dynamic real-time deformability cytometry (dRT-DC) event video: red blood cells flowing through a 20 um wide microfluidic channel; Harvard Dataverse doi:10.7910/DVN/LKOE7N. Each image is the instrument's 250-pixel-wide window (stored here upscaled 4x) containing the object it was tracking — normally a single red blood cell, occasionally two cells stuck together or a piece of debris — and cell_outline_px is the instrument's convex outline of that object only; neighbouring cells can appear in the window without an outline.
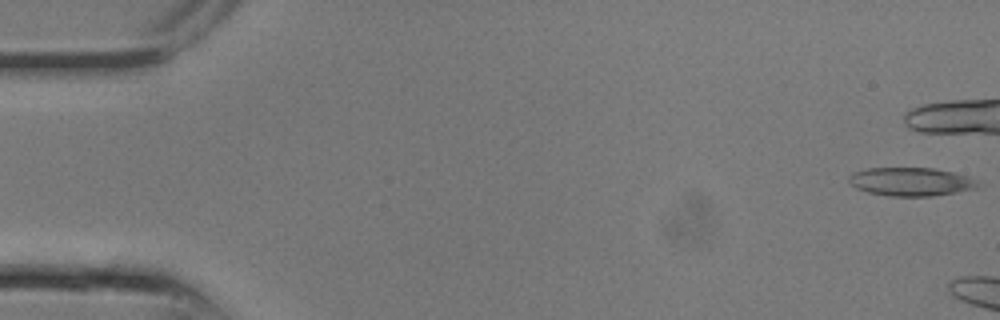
{"species": "common noctule bat (a hibernating species)", "species_latin": "Nyctalus noctula", "temperature_condition": "room temperature", "stored_images_in_passage": 4, "camera_frame_rate_fps": 3000, "um_per_image_px": 0.085, "animal": {"sex": "male", "body_mass_g": 13.3}, "frame": {"image": 1, "passage_image": 1, "time_ms": 0.0, "image_size_px": [1000, 320], "cell_outline_px": [[984, 188], [932, 196], [892, 196], [868, 192], [856, 188], [848, 184], [848, 176], [852, 172], [868, 168], [932, 168], [952, 172], [976, 180]], "centroid_in_image_um": [77.43, 15.45], "position_along_channel_um": 7.6, "area_um2": 21.56}}